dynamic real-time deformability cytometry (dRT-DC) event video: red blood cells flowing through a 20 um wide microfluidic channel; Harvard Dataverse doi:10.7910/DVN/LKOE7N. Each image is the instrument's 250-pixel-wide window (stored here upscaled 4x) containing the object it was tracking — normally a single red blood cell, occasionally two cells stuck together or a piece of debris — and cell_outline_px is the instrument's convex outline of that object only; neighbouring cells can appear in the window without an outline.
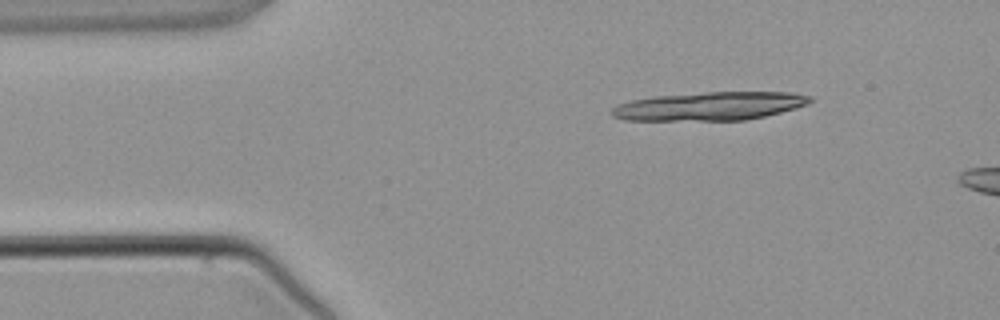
{"species": "common noctule bat (a hibernating species)", "species_latin": "Nyctalus noctula", "temperature_condition": "warm", "stored_images_in_passage": 3, "camera_frame_rate_fps": 3000, "um_per_image_px": 0.085, "animal": {"sex": "male", "body_mass_g": 21.5, "forearm_length_mm": 52.0}, "frame": {"image": 1, "passage_image": 1, "time_ms": 0.0, "image_size_px": [1000, 320], "cell_outline_px": [[812, 100], [808, 104], [796, 108], [764, 116], [744, 120], [624, 120], [612, 116], [608, 112], [616, 104], [632, 100], [652, 96], [704, 92], [796, 92], [812, 96]], "centroid_in_image_um": [60.3, 9.01], "position_along_channel_um": 24.7, "area_um2": 33.12}}